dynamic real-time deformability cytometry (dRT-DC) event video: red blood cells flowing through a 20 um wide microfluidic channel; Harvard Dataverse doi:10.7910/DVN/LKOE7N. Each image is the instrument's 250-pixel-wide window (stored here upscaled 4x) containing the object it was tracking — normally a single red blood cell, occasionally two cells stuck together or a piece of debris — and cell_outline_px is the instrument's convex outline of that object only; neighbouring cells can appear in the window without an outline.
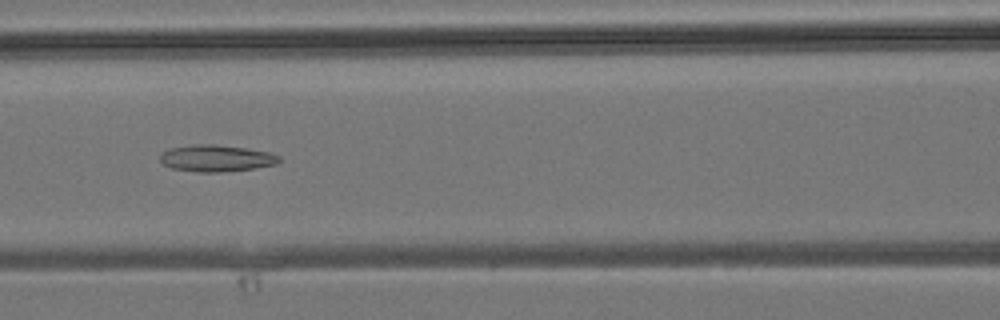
{"species": "common noctule bat (a hibernating species)", "species_latin": "Nyctalus noctula", "temperature_condition": "room temperature", "stored_images_in_passage": 38, "camera_frame_rate_fps": 3000, "um_per_image_px": 0.085, "animal": {"sex": "male", "body_mass_g": 19.2, "forearm_length_mm": 51.8}, "frame": {"image": 1, "passage_image": 13, "time_ms": 4.0, "image_size_px": [1000, 320], "cell_outline_px": [[280, 160], [276, 164], [252, 168], [220, 172], [196, 172], [172, 168], [164, 164], [160, 160], [160, 152], [168, 148], [192, 144], [216, 144], [244, 148], [268, 152], [280, 156]], "centroid_in_image_um": [18.32, 13.44], "position_along_channel_um": 148.3, "area_um2": 18.5}}
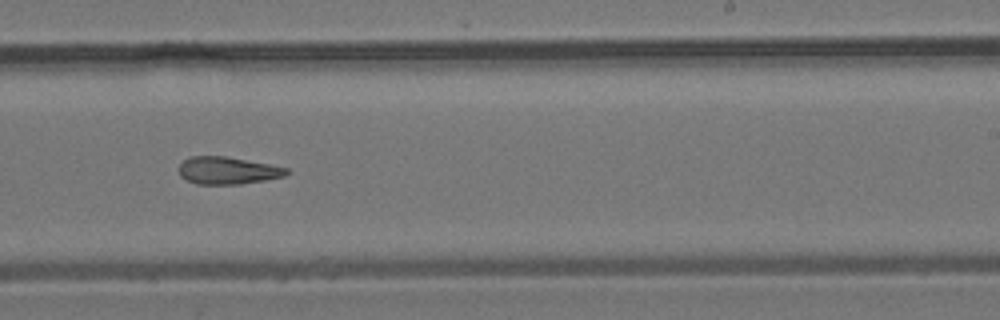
{"frame": {"image": 2, "passage_image": 21, "time_ms": 6.667, "image_size_px": [1000, 320], "cell_outline_px": [[292, 172], [284, 176], [264, 180], [240, 184], [196, 184], [180, 176], [180, 164], [188, 156], [224, 156], [268, 164], [288, 168]], "centroid_in_image_um": [19.36, 14.49], "position_along_channel_um": 269.6, "area_um2": 17.05}}
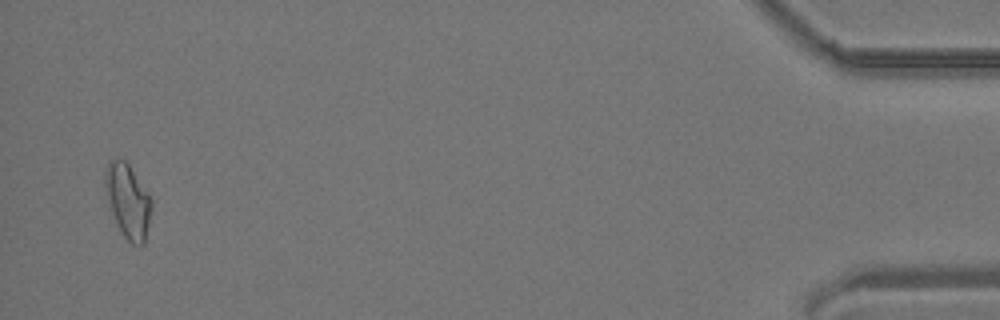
{"frame": {"image": 3, "passage_image": 37, "time_ms": 12.0, "image_size_px": [1000, 320], "cell_outline_px": [[152, 208], [144, 244], [132, 244], [120, 232], [112, 212], [104, 184], [104, 172], [108, 164], [112, 160], [124, 160], [128, 164], [148, 192], [152, 200]], "centroid_in_image_um": [10.88, 17.09], "position_along_channel_um": 424.3, "area_um2": 19.65}}